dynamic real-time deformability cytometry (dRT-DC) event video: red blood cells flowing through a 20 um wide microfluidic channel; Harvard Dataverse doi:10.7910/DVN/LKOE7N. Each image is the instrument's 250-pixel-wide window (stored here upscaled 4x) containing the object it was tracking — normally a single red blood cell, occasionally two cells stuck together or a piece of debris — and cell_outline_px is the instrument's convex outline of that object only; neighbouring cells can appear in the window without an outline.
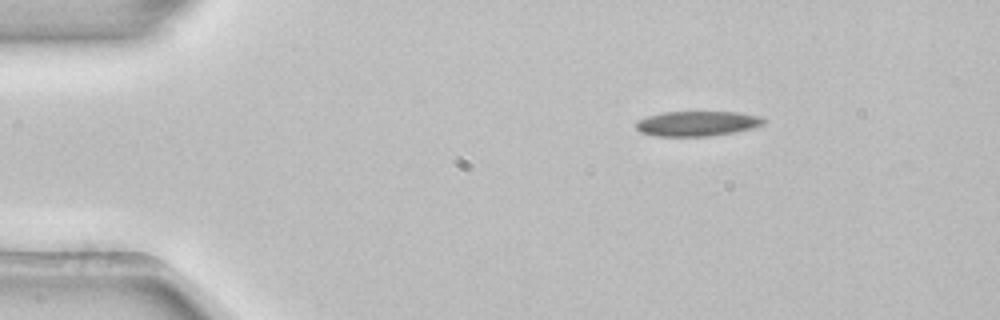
{"species": "common noctule bat (a hibernating species)", "species_latin": "Nyctalus noctula", "temperature_condition": "room temperature", "stored_images_in_passage": 3, "camera_frame_rate_fps": 3000, "um_per_image_px": 0.085, "animal": {"sex": "female", "body_mass_g": 22.7, "forearm_length_mm": 54.2}, "frame": {"image": 1, "passage_image": 1, "time_ms": 0.0, "image_size_px": [1000, 320], "cell_outline_px": [[768, 120], [764, 124], [752, 128], [732, 132], [708, 136], [652, 136], [640, 132], [636, 128], [636, 120], [648, 116], [664, 112], [740, 112], [760, 116]], "centroid_in_image_um": [59.26, 10.5], "position_along_channel_um": 25.7, "area_um2": 18.67}}
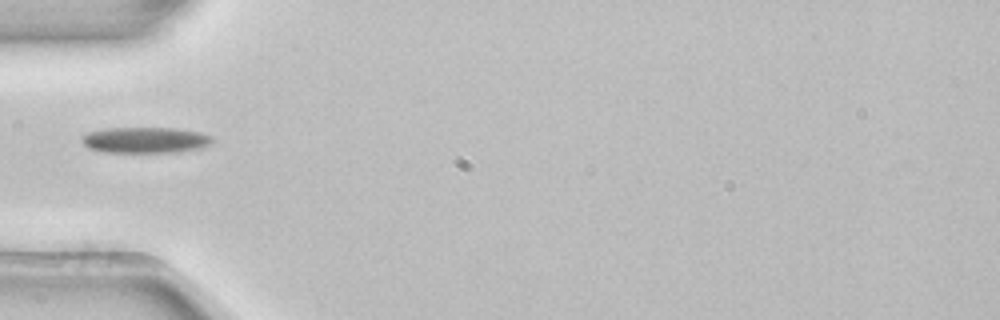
{"frame": {"image": 2, "passage_image": 3, "time_ms": 0.667, "image_size_px": [1000, 320], "cell_outline_px": [[212, 140], [208, 144], [200, 148], [172, 152], [104, 152], [88, 148], [80, 140], [80, 136], [88, 132], [108, 128], [176, 128], [200, 132], [212, 136]], "centroid_in_image_um": [12.29, 11.9], "position_along_channel_um": 72.7, "area_um2": 19.65}}